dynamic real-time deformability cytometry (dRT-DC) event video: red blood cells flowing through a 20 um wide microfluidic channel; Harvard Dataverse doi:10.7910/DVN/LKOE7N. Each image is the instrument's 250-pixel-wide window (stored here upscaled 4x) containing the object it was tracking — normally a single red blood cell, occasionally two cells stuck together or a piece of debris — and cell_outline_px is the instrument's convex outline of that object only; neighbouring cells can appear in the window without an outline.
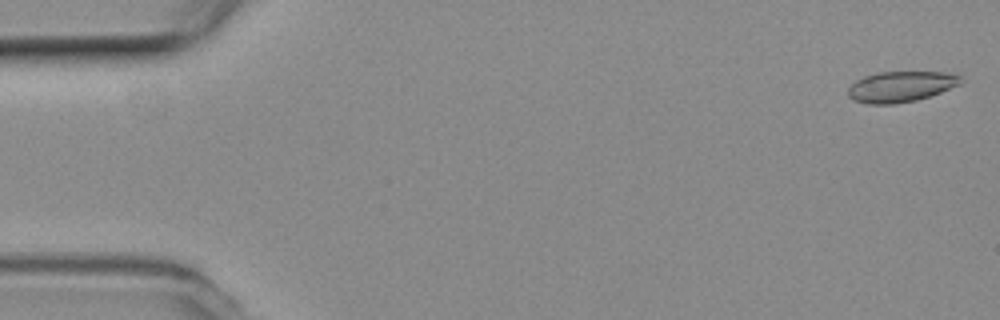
{"species": "common noctule bat (a hibernating species)", "species_latin": "Nyctalus noctula", "temperature_condition": "room temperature", "stored_images_in_passage": 8, "camera_frame_rate_fps": 3000, "um_per_image_px": 0.085, "animal": {"sex": "female", "body_mass_g": 19.3, "forearm_length_mm": 54.1}, "frame": {"image": 1, "passage_image": 2, "time_ms": 0.333, "image_size_px": [1000, 320], "cell_outline_px": [[960, 84], [940, 92], [916, 100], [892, 104], [868, 104], [852, 100], [848, 96], [848, 88], [856, 80], [864, 76], [880, 72], [944, 72], [960, 76]], "centroid_in_image_um": [76.51, 7.37], "position_along_channel_um": 8.5, "area_um2": 19.94}}